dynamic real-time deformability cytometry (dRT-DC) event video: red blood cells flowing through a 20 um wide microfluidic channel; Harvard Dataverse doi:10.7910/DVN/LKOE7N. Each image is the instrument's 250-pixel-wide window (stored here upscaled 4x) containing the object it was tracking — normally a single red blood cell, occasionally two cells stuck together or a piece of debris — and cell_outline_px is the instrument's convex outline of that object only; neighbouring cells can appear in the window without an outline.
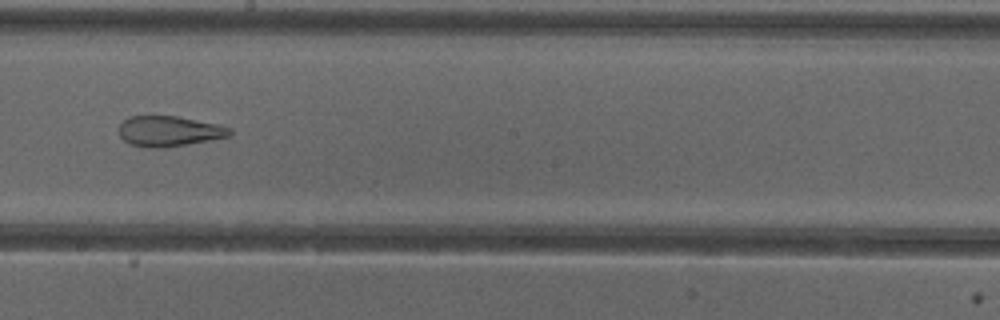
{"species": "common noctule bat (a hibernating species)", "species_latin": "Nyctalus noctula", "temperature_condition": "cold", "stored_images_in_passage": 30, "camera_frame_rate_fps": 3000, "um_per_image_px": 0.085, "animal": {"sex": "female"}, "frame": {"image": 1, "passage_image": 17, "time_ms": 5.333, "image_size_px": [1000, 320], "cell_outline_px": [[232, 132], [228, 136], [208, 140], [160, 148], [148, 148], [132, 144], [124, 140], [120, 136], [120, 124], [128, 116], [176, 116], [220, 124], [232, 128]], "centroid_in_image_um": [14.38, 11.14], "position_along_channel_um": 233.8, "area_um2": 19.42}, "authors_computed_cell_mechanics": {"area_um2": 21.7906, "velocity_mm_per_s": 4.008, "shape_relaxation_time_tau1_ms": null, "shape_relaxation_time_tau2_ms": 2.0398, "deformation_change_tau1": null, "deformation_change_tau2": 0.1104}}